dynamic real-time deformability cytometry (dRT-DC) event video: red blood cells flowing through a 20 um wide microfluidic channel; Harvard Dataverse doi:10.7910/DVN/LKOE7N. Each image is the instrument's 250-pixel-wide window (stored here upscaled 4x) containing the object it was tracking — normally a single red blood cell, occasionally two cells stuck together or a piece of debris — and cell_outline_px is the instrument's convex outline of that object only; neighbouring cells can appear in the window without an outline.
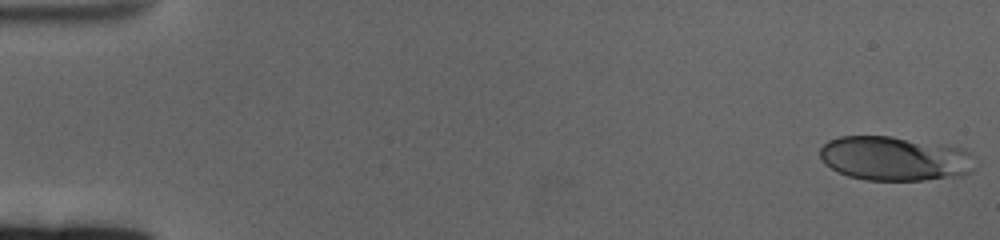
{"species": "human", "species_latin": "Homo sapiens", "temperature_condition": "cold", "stored_images_in_passage": 61, "camera_frame_rate_fps": 3000, "um_per_image_px": 0.085, "donor": {"sex": "female"}, "frame": {"image": 1, "passage_image": 1, "time_ms": 0.0, "image_size_px": [1000, 240], "cell_outline_px": [[976, 168], [972, 172], [960, 176], [924, 180], [864, 180], [848, 176], [824, 164], [820, 156], [820, 148], [828, 140], [840, 136], [892, 136], [964, 148], [972, 152], [976, 156]], "centroid_in_image_um": [76.12, 13.47], "position_along_channel_um": 8.9, "area_um2": 40.63}}
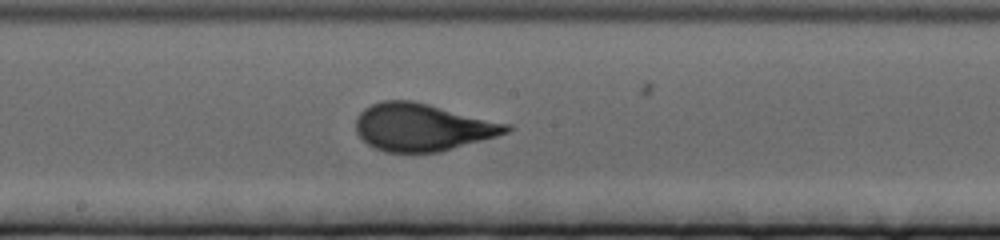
{"frame": {"image": 2, "passage_image": 33, "time_ms": 10.667, "image_size_px": [1000, 240], "cell_outline_px": [[512, 128], [508, 132], [496, 136], [440, 152], [384, 152], [368, 144], [356, 132], [356, 120], [360, 112], [364, 108], [380, 100], [412, 100], [512, 124]], "centroid_in_image_um": [35.91, 10.8], "position_along_channel_um": 212.3, "area_um2": 41.62}}
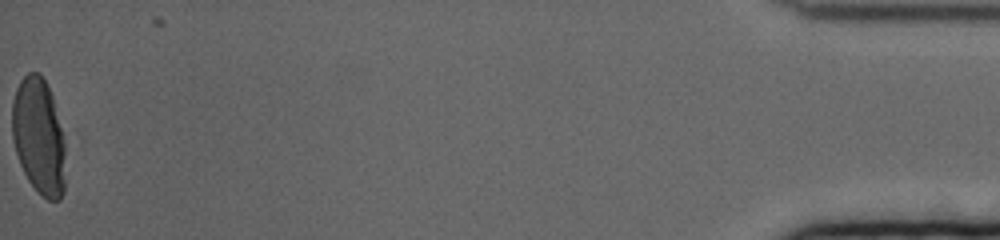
{"frame": {"image": 3, "passage_image": 61, "time_ms": 20.0, "image_size_px": [1000, 240], "cell_outline_px": [[64, 192], [60, 200], [48, 200], [28, 180], [20, 164], [16, 152], [12, 136], [12, 100], [16, 88], [20, 80], [28, 72], [40, 72], [52, 96], [64, 144]], "centroid_in_image_um": [3.27, 11.57], "position_along_channel_um": 431.9, "area_um2": 35.66}, "authors_computed_cell_mechanics": {"area_um2": 40.1132, "velocity_mm_per_s": 3.3316, "shape_relaxation_time_tau1_ms": 4.056, "shape_relaxation_time_tau2_ms": null, "deformation_change_tau1": 0.1714, "deformation_change_tau2": null}}